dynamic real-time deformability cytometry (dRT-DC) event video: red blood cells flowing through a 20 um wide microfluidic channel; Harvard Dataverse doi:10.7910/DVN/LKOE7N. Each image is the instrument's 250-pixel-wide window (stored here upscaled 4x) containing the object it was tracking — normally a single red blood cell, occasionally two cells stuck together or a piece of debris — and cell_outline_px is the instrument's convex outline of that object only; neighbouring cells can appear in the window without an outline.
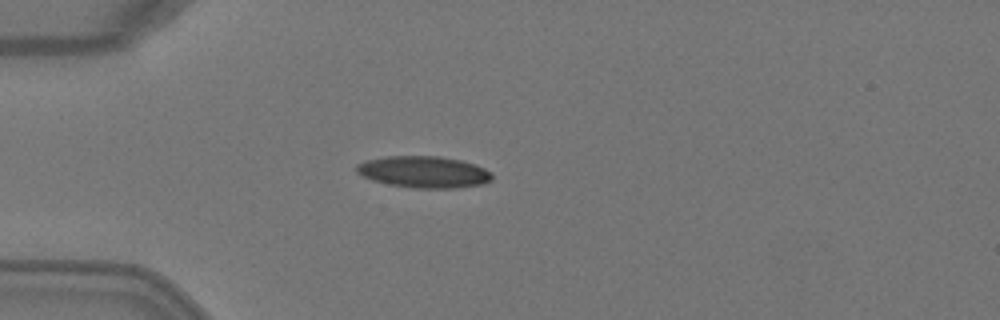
{"species": "Egyptian fruit bat (a non-hibernating species)", "species_latin": "Rousettus aegyptiacus", "temperature_condition": "warm", "stored_images_in_passage": 4, "camera_frame_rate_fps": 3000, "um_per_image_px": 0.085, "animal": {"sex": "female"}, "frame": {"image": 1, "passage_image": 4, "time_ms": 1.0, "image_size_px": [1000, 320], "cell_outline_px": [[492, 180], [484, 184], [456, 188], [412, 188], [388, 184], [372, 180], [356, 172], [356, 164], [364, 160], [388, 156], [440, 156], [460, 160], [484, 168], [492, 172]], "centroid_in_image_um": [36.02, 14.62], "position_along_channel_um": 49.0, "area_um2": 25.09}}